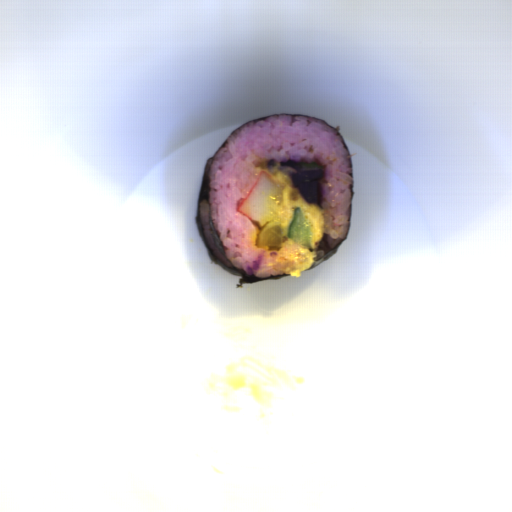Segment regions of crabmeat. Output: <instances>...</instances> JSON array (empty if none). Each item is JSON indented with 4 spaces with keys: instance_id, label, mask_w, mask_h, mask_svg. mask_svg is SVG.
Listing matches in <instances>:
<instances>
[{
    "instance_id": "obj_1",
    "label": "crabmeat",
    "mask_w": 512,
    "mask_h": 512,
    "mask_svg": "<svg viewBox=\"0 0 512 512\" xmlns=\"http://www.w3.org/2000/svg\"><path fill=\"white\" fill-rule=\"evenodd\" d=\"M283 191L281 185L261 171L244 199L239 200L237 211L257 226H265L282 203Z\"/></svg>"
}]
</instances>
